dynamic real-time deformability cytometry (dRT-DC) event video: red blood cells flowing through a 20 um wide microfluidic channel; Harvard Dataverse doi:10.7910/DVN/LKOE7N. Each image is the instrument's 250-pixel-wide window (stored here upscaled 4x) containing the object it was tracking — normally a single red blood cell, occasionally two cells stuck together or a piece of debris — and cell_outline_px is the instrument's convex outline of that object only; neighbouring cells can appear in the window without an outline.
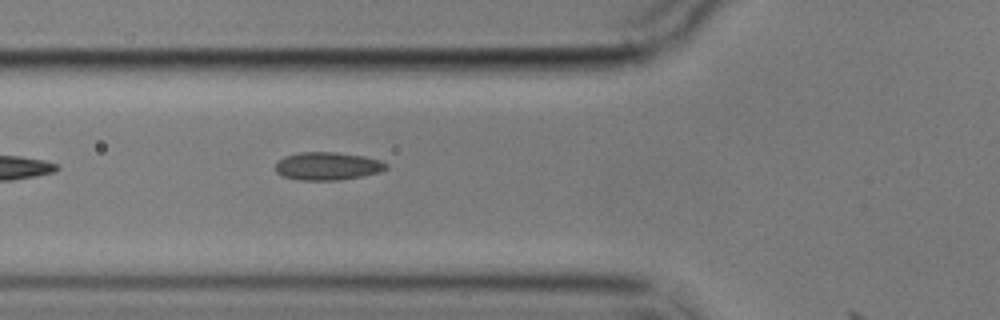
{"species": "common noctule bat (a hibernating species)", "species_latin": "Nyctalus noctula", "temperature_condition": "cold", "stored_images_in_passage": 4, "camera_frame_rate_fps": 3000, "um_per_image_px": 0.085, "animal": {"sex": "male", "body_mass_g": 17.9}, "frame": {"image": 1, "passage_image": 4, "time_ms": 3.333, "image_size_px": [1000, 320], "cell_outline_px": [[388, 168], [380, 172], [340, 180], [300, 180], [284, 176], [276, 172], [276, 160], [284, 156], [300, 152], [336, 152], [364, 156], [380, 160], [388, 164]], "centroid_in_image_um": [27.84, 14.11], "position_along_channel_um": 98.0, "area_um2": 18.09}}